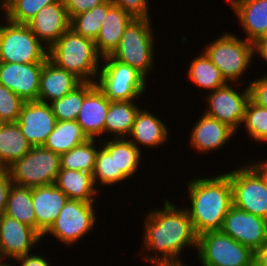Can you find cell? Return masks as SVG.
Returning a JSON list of instances; mask_svg holds the SVG:
<instances>
[{
    "label": "cell",
    "instance_id": "obj_36",
    "mask_svg": "<svg viewBox=\"0 0 267 266\" xmlns=\"http://www.w3.org/2000/svg\"><path fill=\"white\" fill-rule=\"evenodd\" d=\"M61 0H10L4 18L16 24H27L43 7Z\"/></svg>",
    "mask_w": 267,
    "mask_h": 266
},
{
    "label": "cell",
    "instance_id": "obj_45",
    "mask_svg": "<svg viewBox=\"0 0 267 266\" xmlns=\"http://www.w3.org/2000/svg\"><path fill=\"white\" fill-rule=\"evenodd\" d=\"M254 266H267V242L255 252Z\"/></svg>",
    "mask_w": 267,
    "mask_h": 266
},
{
    "label": "cell",
    "instance_id": "obj_47",
    "mask_svg": "<svg viewBox=\"0 0 267 266\" xmlns=\"http://www.w3.org/2000/svg\"><path fill=\"white\" fill-rule=\"evenodd\" d=\"M9 2L10 0H0L1 9L3 10V12L7 9Z\"/></svg>",
    "mask_w": 267,
    "mask_h": 266
},
{
    "label": "cell",
    "instance_id": "obj_27",
    "mask_svg": "<svg viewBox=\"0 0 267 266\" xmlns=\"http://www.w3.org/2000/svg\"><path fill=\"white\" fill-rule=\"evenodd\" d=\"M134 100L110 101L105 119L104 133L114 134V139L127 138L130 134L135 117L140 107Z\"/></svg>",
    "mask_w": 267,
    "mask_h": 266
},
{
    "label": "cell",
    "instance_id": "obj_41",
    "mask_svg": "<svg viewBox=\"0 0 267 266\" xmlns=\"http://www.w3.org/2000/svg\"><path fill=\"white\" fill-rule=\"evenodd\" d=\"M106 0H63L69 18L92 10L95 6L104 3Z\"/></svg>",
    "mask_w": 267,
    "mask_h": 266
},
{
    "label": "cell",
    "instance_id": "obj_48",
    "mask_svg": "<svg viewBox=\"0 0 267 266\" xmlns=\"http://www.w3.org/2000/svg\"><path fill=\"white\" fill-rule=\"evenodd\" d=\"M0 266H12V265L8 264L7 262L6 263L3 262Z\"/></svg>",
    "mask_w": 267,
    "mask_h": 266
},
{
    "label": "cell",
    "instance_id": "obj_34",
    "mask_svg": "<svg viewBox=\"0 0 267 266\" xmlns=\"http://www.w3.org/2000/svg\"><path fill=\"white\" fill-rule=\"evenodd\" d=\"M112 5L111 0H106L92 10L73 16L70 21V28L78 35L95 40L108 9Z\"/></svg>",
    "mask_w": 267,
    "mask_h": 266
},
{
    "label": "cell",
    "instance_id": "obj_3",
    "mask_svg": "<svg viewBox=\"0 0 267 266\" xmlns=\"http://www.w3.org/2000/svg\"><path fill=\"white\" fill-rule=\"evenodd\" d=\"M100 58L94 40L76 34L71 28L48 49L51 62L82 82H96Z\"/></svg>",
    "mask_w": 267,
    "mask_h": 266
},
{
    "label": "cell",
    "instance_id": "obj_42",
    "mask_svg": "<svg viewBox=\"0 0 267 266\" xmlns=\"http://www.w3.org/2000/svg\"><path fill=\"white\" fill-rule=\"evenodd\" d=\"M12 184L10 171L7 167H0V216L6 208L7 196Z\"/></svg>",
    "mask_w": 267,
    "mask_h": 266
},
{
    "label": "cell",
    "instance_id": "obj_25",
    "mask_svg": "<svg viewBox=\"0 0 267 266\" xmlns=\"http://www.w3.org/2000/svg\"><path fill=\"white\" fill-rule=\"evenodd\" d=\"M55 186L61 189L68 199L82 202H95L96 190L91 173L79 170L60 169Z\"/></svg>",
    "mask_w": 267,
    "mask_h": 266
},
{
    "label": "cell",
    "instance_id": "obj_30",
    "mask_svg": "<svg viewBox=\"0 0 267 266\" xmlns=\"http://www.w3.org/2000/svg\"><path fill=\"white\" fill-rule=\"evenodd\" d=\"M103 144L108 153H115L116 173H123L127 178L136 173L141 151L128 138H113Z\"/></svg>",
    "mask_w": 267,
    "mask_h": 266
},
{
    "label": "cell",
    "instance_id": "obj_9",
    "mask_svg": "<svg viewBox=\"0 0 267 266\" xmlns=\"http://www.w3.org/2000/svg\"><path fill=\"white\" fill-rule=\"evenodd\" d=\"M13 184L29 188L55 183L60 171V154L43 146H32L8 167Z\"/></svg>",
    "mask_w": 267,
    "mask_h": 266
},
{
    "label": "cell",
    "instance_id": "obj_6",
    "mask_svg": "<svg viewBox=\"0 0 267 266\" xmlns=\"http://www.w3.org/2000/svg\"><path fill=\"white\" fill-rule=\"evenodd\" d=\"M245 40L226 33L204 48V53L229 83L236 84V81L243 78L254 58L253 43Z\"/></svg>",
    "mask_w": 267,
    "mask_h": 266
},
{
    "label": "cell",
    "instance_id": "obj_44",
    "mask_svg": "<svg viewBox=\"0 0 267 266\" xmlns=\"http://www.w3.org/2000/svg\"><path fill=\"white\" fill-rule=\"evenodd\" d=\"M253 53L261 55L267 61V34L253 42Z\"/></svg>",
    "mask_w": 267,
    "mask_h": 266
},
{
    "label": "cell",
    "instance_id": "obj_1",
    "mask_svg": "<svg viewBox=\"0 0 267 266\" xmlns=\"http://www.w3.org/2000/svg\"><path fill=\"white\" fill-rule=\"evenodd\" d=\"M163 206L162 210H150L144 219L142 251L150 250L156 253L155 257L146 254L144 259L155 266L184 265L179 256L185 247L192 246L197 249L198 235L186 208L179 210L168 199Z\"/></svg>",
    "mask_w": 267,
    "mask_h": 266
},
{
    "label": "cell",
    "instance_id": "obj_22",
    "mask_svg": "<svg viewBox=\"0 0 267 266\" xmlns=\"http://www.w3.org/2000/svg\"><path fill=\"white\" fill-rule=\"evenodd\" d=\"M134 17L117 5H112L105 16L100 31L94 40L98 54L103 58L110 56L124 34L126 26Z\"/></svg>",
    "mask_w": 267,
    "mask_h": 266
},
{
    "label": "cell",
    "instance_id": "obj_4",
    "mask_svg": "<svg viewBox=\"0 0 267 266\" xmlns=\"http://www.w3.org/2000/svg\"><path fill=\"white\" fill-rule=\"evenodd\" d=\"M150 18H133L110 57L127 64L146 79L154 64V30Z\"/></svg>",
    "mask_w": 267,
    "mask_h": 266
},
{
    "label": "cell",
    "instance_id": "obj_46",
    "mask_svg": "<svg viewBox=\"0 0 267 266\" xmlns=\"http://www.w3.org/2000/svg\"><path fill=\"white\" fill-rule=\"evenodd\" d=\"M255 164L267 175V160H263L262 162L260 161L258 164L256 162Z\"/></svg>",
    "mask_w": 267,
    "mask_h": 266
},
{
    "label": "cell",
    "instance_id": "obj_7",
    "mask_svg": "<svg viewBox=\"0 0 267 266\" xmlns=\"http://www.w3.org/2000/svg\"><path fill=\"white\" fill-rule=\"evenodd\" d=\"M97 87L110 101H130L141 97L146 90L147 79L136 69L110 56L101 58Z\"/></svg>",
    "mask_w": 267,
    "mask_h": 266
},
{
    "label": "cell",
    "instance_id": "obj_28",
    "mask_svg": "<svg viewBox=\"0 0 267 266\" xmlns=\"http://www.w3.org/2000/svg\"><path fill=\"white\" fill-rule=\"evenodd\" d=\"M88 139L76 120L57 121L43 147L62 154L85 143Z\"/></svg>",
    "mask_w": 267,
    "mask_h": 266
},
{
    "label": "cell",
    "instance_id": "obj_17",
    "mask_svg": "<svg viewBox=\"0 0 267 266\" xmlns=\"http://www.w3.org/2000/svg\"><path fill=\"white\" fill-rule=\"evenodd\" d=\"M70 21L61 0L43 7L26 25L49 49L64 32L70 29Z\"/></svg>",
    "mask_w": 267,
    "mask_h": 266
},
{
    "label": "cell",
    "instance_id": "obj_2",
    "mask_svg": "<svg viewBox=\"0 0 267 266\" xmlns=\"http://www.w3.org/2000/svg\"><path fill=\"white\" fill-rule=\"evenodd\" d=\"M188 182L191 206L186 210L196 234L221 231L224 218L233 206L230 178L223 173L211 178L196 177Z\"/></svg>",
    "mask_w": 267,
    "mask_h": 266
},
{
    "label": "cell",
    "instance_id": "obj_24",
    "mask_svg": "<svg viewBox=\"0 0 267 266\" xmlns=\"http://www.w3.org/2000/svg\"><path fill=\"white\" fill-rule=\"evenodd\" d=\"M167 126L152 112L139 109L130 134L131 141L138 149L139 144L145 147H158L168 140Z\"/></svg>",
    "mask_w": 267,
    "mask_h": 266
},
{
    "label": "cell",
    "instance_id": "obj_26",
    "mask_svg": "<svg viewBox=\"0 0 267 266\" xmlns=\"http://www.w3.org/2000/svg\"><path fill=\"white\" fill-rule=\"evenodd\" d=\"M32 148L17 122L0 123V167H9Z\"/></svg>",
    "mask_w": 267,
    "mask_h": 266
},
{
    "label": "cell",
    "instance_id": "obj_5",
    "mask_svg": "<svg viewBox=\"0 0 267 266\" xmlns=\"http://www.w3.org/2000/svg\"><path fill=\"white\" fill-rule=\"evenodd\" d=\"M232 170L233 205L267 220V175L252 162Z\"/></svg>",
    "mask_w": 267,
    "mask_h": 266
},
{
    "label": "cell",
    "instance_id": "obj_49",
    "mask_svg": "<svg viewBox=\"0 0 267 266\" xmlns=\"http://www.w3.org/2000/svg\"><path fill=\"white\" fill-rule=\"evenodd\" d=\"M3 262H5V261L3 260V258H2L1 255H0V265H1Z\"/></svg>",
    "mask_w": 267,
    "mask_h": 266
},
{
    "label": "cell",
    "instance_id": "obj_31",
    "mask_svg": "<svg viewBox=\"0 0 267 266\" xmlns=\"http://www.w3.org/2000/svg\"><path fill=\"white\" fill-rule=\"evenodd\" d=\"M188 77L193 84L209 91H214L228 83L204 51L191 61Z\"/></svg>",
    "mask_w": 267,
    "mask_h": 266
},
{
    "label": "cell",
    "instance_id": "obj_16",
    "mask_svg": "<svg viewBox=\"0 0 267 266\" xmlns=\"http://www.w3.org/2000/svg\"><path fill=\"white\" fill-rule=\"evenodd\" d=\"M43 64L0 62V84L12 90L25 102L37 101Z\"/></svg>",
    "mask_w": 267,
    "mask_h": 266
},
{
    "label": "cell",
    "instance_id": "obj_33",
    "mask_svg": "<svg viewBox=\"0 0 267 266\" xmlns=\"http://www.w3.org/2000/svg\"><path fill=\"white\" fill-rule=\"evenodd\" d=\"M96 139H88L68 152L60 154V169L79 170L93 173L98 148Z\"/></svg>",
    "mask_w": 267,
    "mask_h": 266
},
{
    "label": "cell",
    "instance_id": "obj_13",
    "mask_svg": "<svg viewBox=\"0 0 267 266\" xmlns=\"http://www.w3.org/2000/svg\"><path fill=\"white\" fill-rule=\"evenodd\" d=\"M221 231L253 252L267 242V220L234 205L226 214Z\"/></svg>",
    "mask_w": 267,
    "mask_h": 266
},
{
    "label": "cell",
    "instance_id": "obj_11",
    "mask_svg": "<svg viewBox=\"0 0 267 266\" xmlns=\"http://www.w3.org/2000/svg\"><path fill=\"white\" fill-rule=\"evenodd\" d=\"M94 202L70 200L65 203L50 229L51 234L67 246L75 244L95 226Z\"/></svg>",
    "mask_w": 267,
    "mask_h": 266
},
{
    "label": "cell",
    "instance_id": "obj_10",
    "mask_svg": "<svg viewBox=\"0 0 267 266\" xmlns=\"http://www.w3.org/2000/svg\"><path fill=\"white\" fill-rule=\"evenodd\" d=\"M198 258L203 266H254V254L222 231L198 236Z\"/></svg>",
    "mask_w": 267,
    "mask_h": 266
},
{
    "label": "cell",
    "instance_id": "obj_40",
    "mask_svg": "<svg viewBox=\"0 0 267 266\" xmlns=\"http://www.w3.org/2000/svg\"><path fill=\"white\" fill-rule=\"evenodd\" d=\"M249 99L264 108H267V74L248 83Z\"/></svg>",
    "mask_w": 267,
    "mask_h": 266
},
{
    "label": "cell",
    "instance_id": "obj_8",
    "mask_svg": "<svg viewBox=\"0 0 267 266\" xmlns=\"http://www.w3.org/2000/svg\"><path fill=\"white\" fill-rule=\"evenodd\" d=\"M0 24V62L44 63L48 48L32 33L26 24L6 20Z\"/></svg>",
    "mask_w": 267,
    "mask_h": 266
},
{
    "label": "cell",
    "instance_id": "obj_32",
    "mask_svg": "<svg viewBox=\"0 0 267 266\" xmlns=\"http://www.w3.org/2000/svg\"><path fill=\"white\" fill-rule=\"evenodd\" d=\"M96 86V82H82L70 93L50 103L57 121L77 120L84 97Z\"/></svg>",
    "mask_w": 267,
    "mask_h": 266
},
{
    "label": "cell",
    "instance_id": "obj_19",
    "mask_svg": "<svg viewBox=\"0 0 267 266\" xmlns=\"http://www.w3.org/2000/svg\"><path fill=\"white\" fill-rule=\"evenodd\" d=\"M81 83L74 74L57 67L47 59L40 74L38 101L51 103L70 93Z\"/></svg>",
    "mask_w": 267,
    "mask_h": 266
},
{
    "label": "cell",
    "instance_id": "obj_38",
    "mask_svg": "<svg viewBox=\"0 0 267 266\" xmlns=\"http://www.w3.org/2000/svg\"><path fill=\"white\" fill-rule=\"evenodd\" d=\"M25 101L0 84V123L16 122Z\"/></svg>",
    "mask_w": 267,
    "mask_h": 266
},
{
    "label": "cell",
    "instance_id": "obj_39",
    "mask_svg": "<svg viewBox=\"0 0 267 266\" xmlns=\"http://www.w3.org/2000/svg\"><path fill=\"white\" fill-rule=\"evenodd\" d=\"M111 2L134 18H150L148 0H111Z\"/></svg>",
    "mask_w": 267,
    "mask_h": 266
},
{
    "label": "cell",
    "instance_id": "obj_37",
    "mask_svg": "<svg viewBox=\"0 0 267 266\" xmlns=\"http://www.w3.org/2000/svg\"><path fill=\"white\" fill-rule=\"evenodd\" d=\"M249 136L257 142L267 141V108L248 100L242 121Z\"/></svg>",
    "mask_w": 267,
    "mask_h": 266
},
{
    "label": "cell",
    "instance_id": "obj_14",
    "mask_svg": "<svg viewBox=\"0 0 267 266\" xmlns=\"http://www.w3.org/2000/svg\"><path fill=\"white\" fill-rule=\"evenodd\" d=\"M31 146H43L57 122L50 103L27 101L16 121Z\"/></svg>",
    "mask_w": 267,
    "mask_h": 266
},
{
    "label": "cell",
    "instance_id": "obj_29",
    "mask_svg": "<svg viewBox=\"0 0 267 266\" xmlns=\"http://www.w3.org/2000/svg\"><path fill=\"white\" fill-rule=\"evenodd\" d=\"M5 215L14 218L36 230V218L32 202V188L11 184Z\"/></svg>",
    "mask_w": 267,
    "mask_h": 266
},
{
    "label": "cell",
    "instance_id": "obj_18",
    "mask_svg": "<svg viewBox=\"0 0 267 266\" xmlns=\"http://www.w3.org/2000/svg\"><path fill=\"white\" fill-rule=\"evenodd\" d=\"M67 201L66 194L54 183L32 188L36 231L42 237L53 225Z\"/></svg>",
    "mask_w": 267,
    "mask_h": 266
},
{
    "label": "cell",
    "instance_id": "obj_43",
    "mask_svg": "<svg viewBox=\"0 0 267 266\" xmlns=\"http://www.w3.org/2000/svg\"><path fill=\"white\" fill-rule=\"evenodd\" d=\"M14 260H16L17 263H21L20 266H51L49 262L46 261V258L37 254H31V252L25 256L15 258Z\"/></svg>",
    "mask_w": 267,
    "mask_h": 266
},
{
    "label": "cell",
    "instance_id": "obj_21",
    "mask_svg": "<svg viewBox=\"0 0 267 266\" xmlns=\"http://www.w3.org/2000/svg\"><path fill=\"white\" fill-rule=\"evenodd\" d=\"M236 134L230 127L221 121L203 113L192 128L191 146L198 152H210L224 147L231 136Z\"/></svg>",
    "mask_w": 267,
    "mask_h": 266
},
{
    "label": "cell",
    "instance_id": "obj_20",
    "mask_svg": "<svg viewBox=\"0 0 267 266\" xmlns=\"http://www.w3.org/2000/svg\"><path fill=\"white\" fill-rule=\"evenodd\" d=\"M109 105L110 100L97 85L84 97L76 121L89 139H96L104 134Z\"/></svg>",
    "mask_w": 267,
    "mask_h": 266
},
{
    "label": "cell",
    "instance_id": "obj_15",
    "mask_svg": "<svg viewBox=\"0 0 267 266\" xmlns=\"http://www.w3.org/2000/svg\"><path fill=\"white\" fill-rule=\"evenodd\" d=\"M42 236L32 227L5 214L0 216V255L18 258L30 254Z\"/></svg>",
    "mask_w": 267,
    "mask_h": 266
},
{
    "label": "cell",
    "instance_id": "obj_12",
    "mask_svg": "<svg viewBox=\"0 0 267 266\" xmlns=\"http://www.w3.org/2000/svg\"><path fill=\"white\" fill-rule=\"evenodd\" d=\"M245 87L243 93H240L228 82L223 87L210 91L206 99L208 108L204 113L221 121L237 133L249 100V89L248 86Z\"/></svg>",
    "mask_w": 267,
    "mask_h": 266
},
{
    "label": "cell",
    "instance_id": "obj_35",
    "mask_svg": "<svg viewBox=\"0 0 267 266\" xmlns=\"http://www.w3.org/2000/svg\"><path fill=\"white\" fill-rule=\"evenodd\" d=\"M92 176L95 185L99 180L104 186L115 185L128 179L123 173H116L115 153H108L101 145L98 147Z\"/></svg>",
    "mask_w": 267,
    "mask_h": 266
},
{
    "label": "cell",
    "instance_id": "obj_23",
    "mask_svg": "<svg viewBox=\"0 0 267 266\" xmlns=\"http://www.w3.org/2000/svg\"><path fill=\"white\" fill-rule=\"evenodd\" d=\"M229 3L247 35V41L253 43L267 34V0H229Z\"/></svg>",
    "mask_w": 267,
    "mask_h": 266
}]
</instances>
